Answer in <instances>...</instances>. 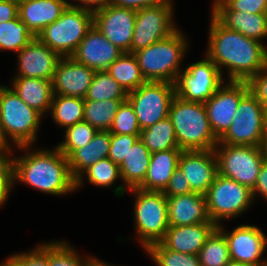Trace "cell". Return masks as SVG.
Instances as JSON below:
<instances>
[{
    "instance_id": "obj_1",
    "label": "cell",
    "mask_w": 267,
    "mask_h": 266,
    "mask_svg": "<svg viewBox=\"0 0 267 266\" xmlns=\"http://www.w3.org/2000/svg\"><path fill=\"white\" fill-rule=\"evenodd\" d=\"M207 56L221 68L229 70L230 81H249L267 64V49L261 41L223 26L213 15L209 30Z\"/></svg>"
},
{
    "instance_id": "obj_2",
    "label": "cell",
    "mask_w": 267,
    "mask_h": 266,
    "mask_svg": "<svg viewBox=\"0 0 267 266\" xmlns=\"http://www.w3.org/2000/svg\"><path fill=\"white\" fill-rule=\"evenodd\" d=\"M14 181L19 180L42 192L63 195L76 190L68 158L56 147L44 149L21 158H13Z\"/></svg>"
},
{
    "instance_id": "obj_3",
    "label": "cell",
    "mask_w": 267,
    "mask_h": 266,
    "mask_svg": "<svg viewBox=\"0 0 267 266\" xmlns=\"http://www.w3.org/2000/svg\"><path fill=\"white\" fill-rule=\"evenodd\" d=\"M168 117L182 151L214 150L218 144L204 103L186 101L175 95L170 104Z\"/></svg>"
},
{
    "instance_id": "obj_4",
    "label": "cell",
    "mask_w": 267,
    "mask_h": 266,
    "mask_svg": "<svg viewBox=\"0 0 267 266\" xmlns=\"http://www.w3.org/2000/svg\"><path fill=\"white\" fill-rule=\"evenodd\" d=\"M42 114L29 107L12 88L2 87L0 93V145L9 146L11 137L20 149L26 150L36 141Z\"/></svg>"
},
{
    "instance_id": "obj_5",
    "label": "cell",
    "mask_w": 267,
    "mask_h": 266,
    "mask_svg": "<svg viewBox=\"0 0 267 266\" xmlns=\"http://www.w3.org/2000/svg\"><path fill=\"white\" fill-rule=\"evenodd\" d=\"M186 42L177 30L169 37L134 52L145 80L175 83L187 48Z\"/></svg>"
},
{
    "instance_id": "obj_6",
    "label": "cell",
    "mask_w": 267,
    "mask_h": 266,
    "mask_svg": "<svg viewBox=\"0 0 267 266\" xmlns=\"http://www.w3.org/2000/svg\"><path fill=\"white\" fill-rule=\"evenodd\" d=\"M93 26V12L69 5L37 38L61 57H71Z\"/></svg>"
},
{
    "instance_id": "obj_7",
    "label": "cell",
    "mask_w": 267,
    "mask_h": 266,
    "mask_svg": "<svg viewBox=\"0 0 267 266\" xmlns=\"http://www.w3.org/2000/svg\"><path fill=\"white\" fill-rule=\"evenodd\" d=\"M135 192L134 208L137 233L146 249L160 242L169 228L167 198L162 191L131 188Z\"/></svg>"
},
{
    "instance_id": "obj_8",
    "label": "cell",
    "mask_w": 267,
    "mask_h": 266,
    "mask_svg": "<svg viewBox=\"0 0 267 266\" xmlns=\"http://www.w3.org/2000/svg\"><path fill=\"white\" fill-rule=\"evenodd\" d=\"M266 133L264 105L249 91L240 100L237 115L218 144L261 146Z\"/></svg>"
},
{
    "instance_id": "obj_9",
    "label": "cell",
    "mask_w": 267,
    "mask_h": 266,
    "mask_svg": "<svg viewBox=\"0 0 267 266\" xmlns=\"http://www.w3.org/2000/svg\"><path fill=\"white\" fill-rule=\"evenodd\" d=\"M214 153L218 174L253 190L264 163L261 146L217 144Z\"/></svg>"
},
{
    "instance_id": "obj_10",
    "label": "cell",
    "mask_w": 267,
    "mask_h": 266,
    "mask_svg": "<svg viewBox=\"0 0 267 266\" xmlns=\"http://www.w3.org/2000/svg\"><path fill=\"white\" fill-rule=\"evenodd\" d=\"M205 198L209 218L218 226L220 220L235 217L247 210L253 194L249 187L217 174Z\"/></svg>"
},
{
    "instance_id": "obj_11",
    "label": "cell",
    "mask_w": 267,
    "mask_h": 266,
    "mask_svg": "<svg viewBox=\"0 0 267 266\" xmlns=\"http://www.w3.org/2000/svg\"><path fill=\"white\" fill-rule=\"evenodd\" d=\"M175 95V84L170 82H146L129 92L127 100L135 110L140 129H146L168 117Z\"/></svg>"
},
{
    "instance_id": "obj_12",
    "label": "cell",
    "mask_w": 267,
    "mask_h": 266,
    "mask_svg": "<svg viewBox=\"0 0 267 266\" xmlns=\"http://www.w3.org/2000/svg\"><path fill=\"white\" fill-rule=\"evenodd\" d=\"M181 73L174 83L175 94L186 101L205 103L223 83L222 73L207 55Z\"/></svg>"
},
{
    "instance_id": "obj_13",
    "label": "cell",
    "mask_w": 267,
    "mask_h": 266,
    "mask_svg": "<svg viewBox=\"0 0 267 266\" xmlns=\"http://www.w3.org/2000/svg\"><path fill=\"white\" fill-rule=\"evenodd\" d=\"M171 0L167 3L145 7L136 11L130 53L163 40L178 29L172 22Z\"/></svg>"
},
{
    "instance_id": "obj_14",
    "label": "cell",
    "mask_w": 267,
    "mask_h": 266,
    "mask_svg": "<svg viewBox=\"0 0 267 266\" xmlns=\"http://www.w3.org/2000/svg\"><path fill=\"white\" fill-rule=\"evenodd\" d=\"M250 91L248 81H229L221 86L205 103L208 120L214 135L219 139L237 115L240 100Z\"/></svg>"
},
{
    "instance_id": "obj_15",
    "label": "cell",
    "mask_w": 267,
    "mask_h": 266,
    "mask_svg": "<svg viewBox=\"0 0 267 266\" xmlns=\"http://www.w3.org/2000/svg\"><path fill=\"white\" fill-rule=\"evenodd\" d=\"M136 11L110 4L93 12V25L117 48L130 53Z\"/></svg>"
},
{
    "instance_id": "obj_16",
    "label": "cell",
    "mask_w": 267,
    "mask_h": 266,
    "mask_svg": "<svg viewBox=\"0 0 267 266\" xmlns=\"http://www.w3.org/2000/svg\"><path fill=\"white\" fill-rule=\"evenodd\" d=\"M232 262L250 266H263L261 256L266 247V236L255 226L241 225L231 233H225Z\"/></svg>"
},
{
    "instance_id": "obj_17",
    "label": "cell",
    "mask_w": 267,
    "mask_h": 266,
    "mask_svg": "<svg viewBox=\"0 0 267 266\" xmlns=\"http://www.w3.org/2000/svg\"><path fill=\"white\" fill-rule=\"evenodd\" d=\"M178 167L189 181L191 190L205 195L218 174L214 150L182 151Z\"/></svg>"
},
{
    "instance_id": "obj_18",
    "label": "cell",
    "mask_w": 267,
    "mask_h": 266,
    "mask_svg": "<svg viewBox=\"0 0 267 266\" xmlns=\"http://www.w3.org/2000/svg\"><path fill=\"white\" fill-rule=\"evenodd\" d=\"M123 53L93 25L71 57L94 71H103Z\"/></svg>"
},
{
    "instance_id": "obj_19",
    "label": "cell",
    "mask_w": 267,
    "mask_h": 266,
    "mask_svg": "<svg viewBox=\"0 0 267 266\" xmlns=\"http://www.w3.org/2000/svg\"><path fill=\"white\" fill-rule=\"evenodd\" d=\"M19 74L16 77L43 78L52 81L59 60L58 53L37 37L18 53Z\"/></svg>"
},
{
    "instance_id": "obj_20",
    "label": "cell",
    "mask_w": 267,
    "mask_h": 266,
    "mask_svg": "<svg viewBox=\"0 0 267 266\" xmlns=\"http://www.w3.org/2000/svg\"><path fill=\"white\" fill-rule=\"evenodd\" d=\"M95 71L76 62L72 57H62L52 79L54 95L85 98Z\"/></svg>"
},
{
    "instance_id": "obj_21",
    "label": "cell",
    "mask_w": 267,
    "mask_h": 266,
    "mask_svg": "<svg viewBox=\"0 0 267 266\" xmlns=\"http://www.w3.org/2000/svg\"><path fill=\"white\" fill-rule=\"evenodd\" d=\"M212 15L225 27L260 41L267 37V13L232 10L223 0H215Z\"/></svg>"
},
{
    "instance_id": "obj_22",
    "label": "cell",
    "mask_w": 267,
    "mask_h": 266,
    "mask_svg": "<svg viewBox=\"0 0 267 266\" xmlns=\"http://www.w3.org/2000/svg\"><path fill=\"white\" fill-rule=\"evenodd\" d=\"M166 198L169 226L212 222L207 212L205 195L193 192Z\"/></svg>"
},
{
    "instance_id": "obj_23",
    "label": "cell",
    "mask_w": 267,
    "mask_h": 266,
    "mask_svg": "<svg viewBox=\"0 0 267 266\" xmlns=\"http://www.w3.org/2000/svg\"><path fill=\"white\" fill-rule=\"evenodd\" d=\"M71 3L66 0H26L18 3V17L37 37L56 21Z\"/></svg>"
},
{
    "instance_id": "obj_24",
    "label": "cell",
    "mask_w": 267,
    "mask_h": 266,
    "mask_svg": "<svg viewBox=\"0 0 267 266\" xmlns=\"http://www.w3.org/2000/svg\"><path fill=\"white\" fill-rule=\"evenodd\" d=\"M217 226L204 222L185 226H169L160 241L167 249L185 254L198 255L208 236Z\"/></svg>"
},
{
    "instance_id": "obj_25",
    "label": "cell",
    "mask_w": 267,
    "mask_h": 266,
    "mask_svg": "<svg viewBox=\"0 0 267 266\" xmlns=\"http://www.w3.org/2000/svg\"><path fill=\"white\" fill-rule=\"evenodd\" d=\"M110 149V132L97 131L93 139L76 149L69 157L68 163L76 188L82 185L83 173L100 159L108 157Z\"/></svg>"
},
{
    "instance_id": "obj_26",
    "label": "cell",
    "mask_w": 267,
    "mask_h": 266,
    "mask_svg": "<svg viewBox=\"0 0 267 266\" xmlns=\"http://www.w3.org/2000/svg\"><path fill=\"white\" fill-rule=\"evenodd\" d=\"M181 153L180 148L152 153L147 175L138 188L146 191H163L178 168Z\"/></svg>"
},
{
    "instance_id": "obj_27",
    "label": "cell",
    "mask_w": 267,
    "mask_h": 266,
    "mask_svg": "<svg viewBox=\"0 0 267 266\" xmlns=\"http://www.w3.org/2000/svg\"><path fill=\"white\" fill-rule=\"evenodd\" d=\"M12 89L31 108L42 115L50 110L54 96L52 81L43 78L15 77Z\"/></svg>"
},
{
    "instance_id": "obj_28",
    "label": "cell",
    "mask_w": 267,
    "mask_h": 266,
    "mask_svg": "<svg viewBox=\"0 0 267 266\" xmlns=\"http://www.w3.org/2000/svg\"><path fill=\"white\" fill-rule=\"evenodd\" d=\"M151 152L138 139L128 150L124 161L119 165L121 179L131 188H138L144 181L151 160Z\"/></svg>"
},
{
    "instance_id": "obj_29",
    "label": "cell",
    "mask_w": 267,
    "mask_h": 266,
    "mask_svg": "<svg viewBox=\"0 0 267 266\" xmlns=\"http://www.w3.org/2000/svg\"><path fill=\"white\" fill-rule=\"evenodd\" d=\"M107 72L127 94L147 82L133 53H123L108 67Z\"/></svg>"
},
{
    "instance_id": "obj_30",
    "label": "cell",
    "mask_w": 267,
    "mask_h": 266,
    "mask_svg": "<svg viewBox=\"0 0 267 266\" xmlns=\"http://www.w3.org/2000/svg\"><path fill=\"white\" fill-rule=\"evenodd\" d=\"M139 139L151 153L179 148L173 124L169 117L143 129Z\"/></svg>"
},
{
    "instance_id": "obj_31",
    "label": "cell",
    "mask_w": 267,
    "mask_h": 266,
    "mask_svg": "<svg viewBox=\"0 0 267 266\" xmlns=\"http://www.w3.org/2000/svg\"><path fill=\"white\" fill-rule=\"evenodd\" d=\"M50 111L53 120L67 129L84 120V98L54 95Z\"/></svg>"
},
{
    "instance_id": "obj_32",
    "label": "cell",
    "mask_w": 267,
    "mask_h": 266,
    "mask_svg": "<svg viewBox=\"0 0 267 266\" xmlns=\"http://www.w3.org/2000/svg\"><path fill=\"white\" fill-rule=\"evenodd\" d=\"M126 100H84V120L97 131H109L119 106Z\"/></svg>"
},
{
    "instance_id": "obj_33",
    "label": "cell",
    "mask_w": 267,
    "mask_h": 266,
    "mask_svg": "<svg viewBox=\"0 0 267 266\" xmlns=\"http://www.w3.org/2000/svg\"><path fill=\"white\" fill-rule=\"evenodd\" d=\"M222 229L221 225H218L199 251L201 266H226L231 261L228 243Z\"/></svg>"
},
{
    "instance_id": "obj_34",
    "label": "cell",
    "mask_w": 267,
    "mask_h": 266,
    "mask_svg": "<svg viewBox=\"0 0 267 266\" xmlns=\"http://www.w3.org/2000/svg\"><path fill=\"white\" fill-rule=\"evenodd\" d=\"M127 100V93L119 83L107 72L95 71L84 100Z\"/></svg>"
},
{
    "instance_id": "obj_35",
    "label": "cell",
    "mask_w": 267,
    "mask_h": 266,
    "mask_svg": "<svg viewBox=\"0 0 267 266\" xmlns=\"http://www.w3.org/2000/svg\"><path fill=\"white\" fill-rule=\"evenodd\" d=\"M35 38L18 16L11 21L0 23V51L7 49L18 53Z\"/></svg>"
},
{
    "instance_id": "obj_36",
    "label": "cell",
    "mask_w": 267,
    "mask_h": 266,
    "mask_svg": "<svg viewBox=\"0 0 267 266\" xmlns=\"http://www.w3.org/2000/svg\"><path fill=\"white\" fill-rule=\"evenodd\" d=\"M145 250L158 266H201L198 255L167 249L161 242L151 244Z\"/></svg>"
},
{
    "instance_id": "obj_37",
    "label": "cell",
    "mask_w": 267,
    "mask_h": 266,
    "mask_svg": "<svg viewBox=\"0 0 267 266\" xmlns=\"http://www.w3.org/2000/svg\"><path fill=\"white\" fill-rule=\"evenodd\" d=\"M99 261L89 257L83 261L75 250L64 242L48 243V266H96Z\"/></svg>"
},
{
    "instance_id": "obj_38",
    "label": "cell",
    "mask_w": 267,
    "mask_h": 266,
    "mask_svg": "<svg viewBox=\"0 0 267 266\" xmlns=\"http://www.w3.org/2000/svg\"><path fill=\"white\" fill-rule=\"evenodd\" d=\"M65 133V140L57 148L68 158L76 149L89 143L97 130L89 123L82 121L68 127Z\"/></svg>"
},
{
    "instance_id": "obj_39",
    "label": "cell",
    "mask_w": 267,
    "mask_h": 266,
    "mask_svg": "<svg viewBox=\"0 0 267 266\" xmlns=\"http://www.w3.org/2000/svg\"><path fill=\"white\" fill-rule=\"evenodd\" d=\"M84 173L87 175L89 182L101 187H110L117 179H121L119 165L108 157L100 159Z\"/></svg>"
},
{
    "instance_id": "obj_40",
    "label": "cell",
    "mask_w": 267,
    "mask_h": 266,
    "mask_svg": "<svg viewBox=\"0 0 267 266\" xmlns=\"http://www.w3.org/2000/svg\"><path fill=\"white\" fill-rule=\"evenodd\" d=\"M141 131L133 106L128 100L122 102L109 132L117 135H140Z\"/></svg>"
},
{
    "instance_id": "obj_41",
    "label": "cell",
    "mask_w": 267,
    "mask_h": 266,
    "mask_svg": "<svg viewBox=\"0 0 267 266\" xmlns=\"http://www.w3.org/2000/svg\"><path fill=\"white\" fill-rule=\"evenodd\" d=\"M9 147L10 146L0 145V205L6 202L8 193L11 191L10 189L15 182L13 159H9L10 157L6 154L7 152L11 154V149Z\"/></svg>"
},
{
    "instance_id": "obj_42",
    "label": "cell",
    "mask_w": 267,
    "mask_h": 266,
    "mask_svg": "<svg viewBox=\"0 0 267 266\" xmlns=\"http://www.w3.org/2000/svg\"><path fill=\"white\" fill-rule=\"evenodd\" d=\"M140 135L112 134L110 133V149L108 158L120 165L129 148L139 139Z\"/></svg>"
},
{
    "instance_id": "obj_43",
    "label": "cell",
    "mask_w": 267,
    "mask_h": 266,
    "mask_svg": "<svg viewBox=\"0 0 267 266\" xmlns=\"http://www.w3.org/2000/svg\"><path fill=\"white\" fill-rule=\"evenodd\" d=\"M162 192L165 196H177L193 193L189 181H186L184 173L179 167L174 171L166 188Z\"/></svg>"
},
{
    "instance_id": "obj_44",
    "label": "cell",
    "mask_w": 267,
    "mask_h": 266,
    "mask_svg": "<svg viewBox=\"0 0 267 266\" xmlns=\"http://www.w3.org/2000/svg\"><path fill=\"white\" fill-rule=\"evenodd\" d=\"M250 91L264 105H267V64L248 81Z\"/></svg>"
},
{
    "instance_id": "obj_45",
    "label": "cell",
    "mask_w": 267,
    "mask_h": 266,
    "mask_svg": "<svg viewBox=\"0 0 267 266\" xmlns=\"http://www.w3.org/2000/svg\"><path fill=\"white\" fill-rule=\"evenodd\" d=\"M232 10L247 13H267V0H223Z\"/></svg>"
},
{
    "instance_id": "obj_46",
    "label": "cell",
    "mask_w": 267,
    "mask_h": 266,
    "mask_svg": "<svg viewBox=\"0 0 267 266\" xmlns=\"http://www.w3.org/2000/svg\"><path fill=\"white\" fill-rule=\"evenodd\" d=\"M25 266H48V243L28 252L16 255Z\"/></svg>"
},
{
    "instance_id": "obj_47",
    "label": "cell",
    "mask_w": 267,
    "mask_h": 266,
    "mask_svg": "<svg viewBox=\"0 0 267 266\" xmlns=\"http://www.w3.org/2000/svg\"><path fill=\"white\" fill-rule=\"evenodd\" d=\"M170 0H111V4L137 11L145 7L157 6Z\"/></svg>"
},
{
    "instance_id": "obj_48",
    "label": "cell",
    "mask_w": 267,
    "mask_h": 266,
    "mask_svg": "<svg viewBox=\"0 0 267 266\" xmlns=\"http://www.w3.org/2000/svg\"><path fill=\"white\" fill-rule=\"evenodd\" d=\"M18 16V3L13 0H0V23L8 22Z\"/></svg>"
},
{
    "instance_id": "obj_49",
    "label": "cell",
    "mask_w": 267,
    "mask_h": 266,
    "mask_svg": "<svg viewBox=\"0 0 267 266\" xmlns=\"http://www.w3.org/2000/svg\"><path fill=\"white\" fill-rule=\"evenodd\" d=\"M257 193H260L267 199V163L265 161L260 168L257 181L252 190L253 197H255Z\"/></svg>"
},
{
    "instance_id": "obj_50",
    "label": "cell",
    "mask_w": 267,
    "mask_h": 266,
    "mask_svg": "<svg viewBox=\"0 0 267 266\" xmlns=\"http://www.w3.org/2000/svg\"><path fill=\"white\" fill-rule=\"evenodd\" d=\"M77 1H80V3H82V6L81 5H74V4H70V5L75 6V7H79V8H82L84 10L91 11V12H95L99 9L106 8L111 4V0H77ZM92 5L96 6V7L91 9L90 7Z\"/></svg>"
},
{
    "instance_id": "obj_51",
    "label": "cell",
    "mask_w": 267,
    "mask_h": 266,
    "mask_svg": "<svg viewBox=\"0 0 267 266\" xmlns=\"http://www.w3.org/2000/svg\"><path fill=\"white\" fill-rule=\"evenodd\" d=\"M0 266H25V265L16 255H12L11 257H8L7 261H5Z\"/></svg>"
},
{
    "instance_id": "obj_52",
    "label": "cell",
    "mask_w": 267,
    "mask_h": 266,
    "mask_svg": "<svg viewBox=\"0 0 267 266\" xmlns=\"http://www.w3.org/2000/svg\"><path fill=\"white\" fill-rule=\"evenodd\" d=\"M261 150L263 153L264 161L267 163V133H266V136L264 137V139L262 141Z\"/></svg>"
},
{
    "instance_id": "obj_53",
    "label": "cell",
    "mask_w": 267,
    "mask_h": 266,
    "mask_svg": "<svg viewBox=\"0 0 267 266\" xmlns=\"http://www.w3.org/2000/svg\"><path fill=\"white\" fill-rule=\"evenodd\" d=\"M226 266H250V265L230 261Z\"/></svg>"
},
{
    "instance_id": "obj_54",
    "label": "cell",
    "mask_w": 267,
    "mask_h": 266,
    "mask_svg": "<svg viewBox=\"0 0 267 266\" xmlns=\"http://www.w3.org/2000/svg\"><path fill=\"white\" fill-rule=\"evenodd\" d=\"M264 112H265V125L267 129V105L264 107Z\"/></svg>"
},
{
    "instance_id": "obj_55",
    "label": "cell",
    "mask_w": 267,
    "mask_h": 266,
    "mask_svg": "<svg viewBox=\"0 0 267 266\" xmlns=\"http://www.w3.org/2000/svg\"><path fill=\"white\" fill-rule=\"evenodd\" d=\"M96 266H111V265H108V264H105L103 263L102 261H99Z\"/></svg>"
},
{
    "instance_id": "obj_56",
    "label": "cell",
    "mask_w": 267,
    "mask_h": 266,
    "mask_svg": "<svg viewBox=\"0 0 267 266\" xmlns=\"http://www.w3.org/2000/svg\"><path fill=\"white\" fill-rule=\"evenodd\" d=\"M14 2L20 3L22 1H26V0H13Z\"/></svg>"
},
{
    "instance_id": "obj_57",
    "label": "cell",
    "mask_w": 267,
    "mask_h": 266,
    "mask_svg": "<svg viewBox=\"0 0 267 266\" xmlns=\"http://www.w3.org/2000/svg\"><path fill=\"white\" fill-rule=\"evenodd\" d=\"M263 266H267V261H264V264H263Z\"/></svg>"
}]
</instances>
